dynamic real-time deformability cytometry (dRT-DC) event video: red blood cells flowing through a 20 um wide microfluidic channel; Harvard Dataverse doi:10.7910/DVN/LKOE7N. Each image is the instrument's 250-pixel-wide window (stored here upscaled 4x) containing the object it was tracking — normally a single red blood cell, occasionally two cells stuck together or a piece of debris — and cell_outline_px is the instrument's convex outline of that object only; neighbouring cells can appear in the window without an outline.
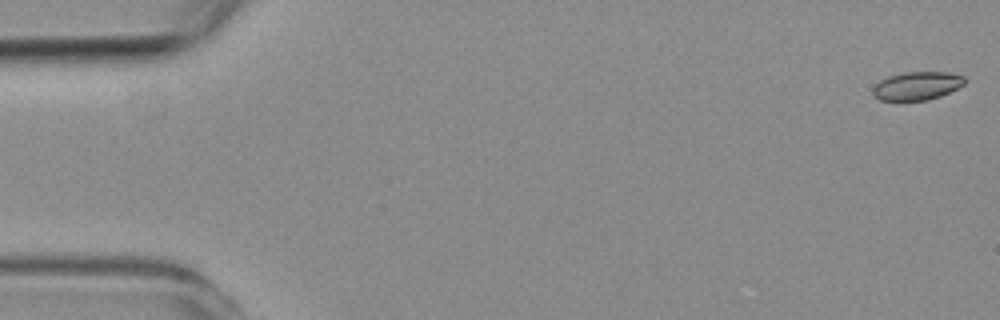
{"species": "common noctule bat (a hibernating species)", "species_latin": "Nyctalus noctula", "temperature_condition": "room temperature", "stored_images_in_passage": 45, "camera_frame_rate_fps": 3000, "um_per_image_px": 0.085, "animal": {"sex": "female", "body_mass_g": 19.3, "forearm_length_mm": 54.1}, "frame": {"image": 1, "passage_image": 1, "time_ms": 0.0, "image_size_px": [1000, 320], "cell_outline_px": [[964, 84], [940, 96], [928, 100], [880, 100], [872, 92], [872, 88], [880, 80], [888, 76], [904, 72], [948, 72], [964, 76]], "centroid_in_image_um": [77.92, 7.29], "position_along_channel_um": 7.1, "area_um2": 14.97}}
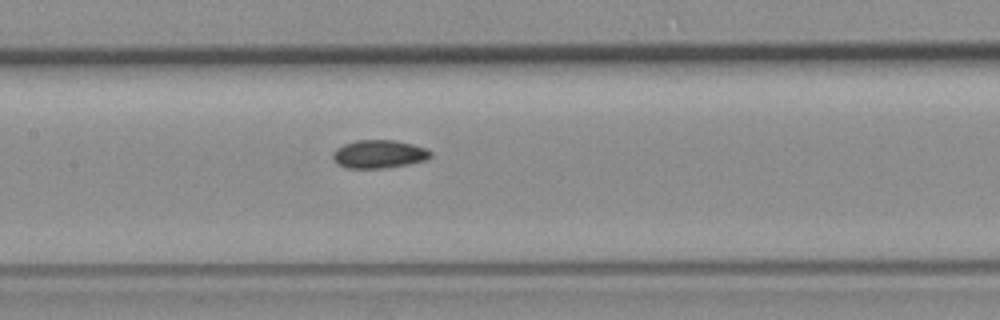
{"frame": {"image": 2, "passage_image": 26, "time_ms": 8.333, "image_size_px": [1000, 320], "cell_outline_px": [[432, 156], [424, 160], [408, 164], [384, 168], [344, 168], [336, 164], [332, 156], [332, 152], [336, 148], [344, 144], [356, 140], [396, 140], [428, 148], [432, 152]], "centroid_in_image_um": [32.19, 13.09], "position_along_channel_um": 175.2, "area_um2": 16.24}}
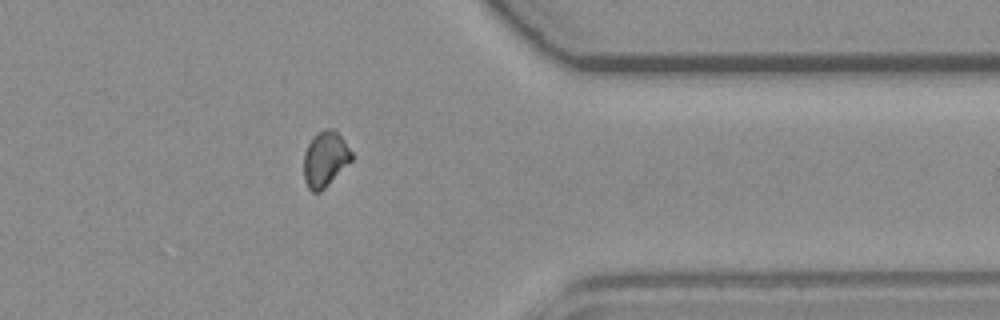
{"frame": {"image": 3, "passage_image": 44, "time_ms": 14.333, "image_size_px": [1000, 320], "cell_outline_px": [[352, 160], [320, 192], [312, 192], [308, 188], [304, 180], [304, 152], [312, 136], [316, 132], [324, 128], [332, 128], [344, 140], [352, 152]], "centroid_in_image_um": [27.62, 13.5], "position_along_channel_um": 383.8, "area_um2": 15.43}}